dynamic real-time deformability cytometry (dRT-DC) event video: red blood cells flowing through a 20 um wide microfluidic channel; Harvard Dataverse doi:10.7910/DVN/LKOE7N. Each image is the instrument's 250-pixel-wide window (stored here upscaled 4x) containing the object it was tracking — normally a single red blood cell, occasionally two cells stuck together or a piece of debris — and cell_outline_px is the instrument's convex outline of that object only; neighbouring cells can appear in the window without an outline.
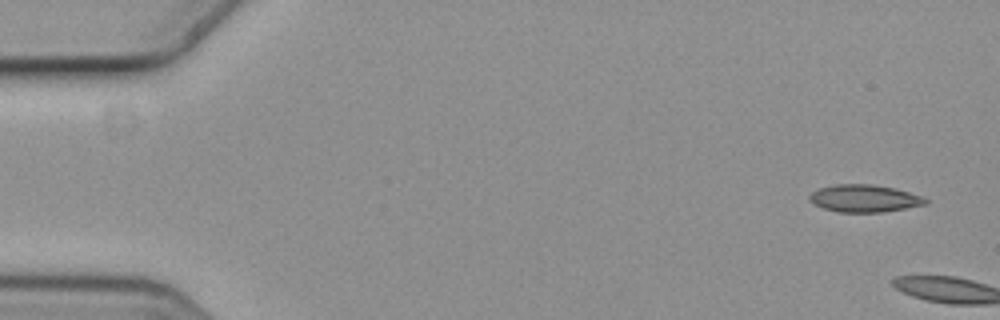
{"species": "common noctule bat (a hibernating species)", "species_latin": "Nyctalus noctula", "temperature_condition": "cold", "stored_images_in_passage": 2, "camera_frame_rate_fps": 3000, "um_per_image_px": 0.085, "animal": {"sex": "female", "body_mass_g": 19.3, "forearm_length_mm": 54.1}, "frame": {"image": 1, "passage_image": 1, "time_ms": 0.0, "image_size_px": [1000, 320], "cell_outline_px": [[928, 204], [884, 212], [840, 212], [824, 208], [808, 200], [808, 196], [812, 192], [820, 188], [836, 184], [872, 184], [896, 188], [920, 196], [928, 200]], "centroid_in_image_um": [73.48, 16.86], "position_along_channel_um": 11.5, "area_um2": 18.44}}